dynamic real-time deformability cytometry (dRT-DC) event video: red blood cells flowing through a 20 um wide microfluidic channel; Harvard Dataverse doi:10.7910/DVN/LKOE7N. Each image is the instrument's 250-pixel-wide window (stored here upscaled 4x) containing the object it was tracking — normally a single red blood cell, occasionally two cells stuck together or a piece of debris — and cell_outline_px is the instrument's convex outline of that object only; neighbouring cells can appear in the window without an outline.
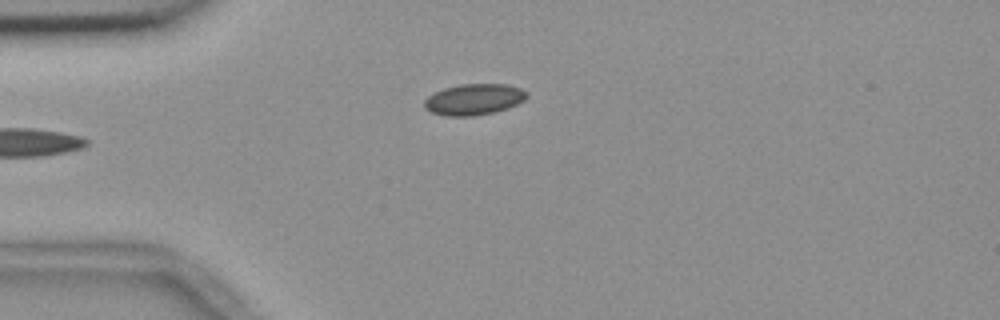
{"species": "common noctule bat (a hibernating species)", "species_latin": "Nyctalus noctula", "temperature_condition": "room temperature", "stored_images_in_passage": 5, "camera_frame_rate_fps": 3000, "um_per_image_px": 0.085, "animal": {"sex": "female", "body_mass_g": 18.4}, "frame": {"image": 1, "passage_image": 5, "time_ms": 1.333, "image_size_px": [1000, 320], "cell_outline_px": [[528, 96], [524, 100], [508, 108], [496, 112], [472, 116], [444, 116], [432, 112], [424, 108], [424, 100], [428, 96], [444, 88], [460, 84], [504, 84], [520, 88], [528, 92]], "centroid_in_image_um": [40.29, 8.45], "position_along_channel_um": 44.7, "area_um2": 18.61}}